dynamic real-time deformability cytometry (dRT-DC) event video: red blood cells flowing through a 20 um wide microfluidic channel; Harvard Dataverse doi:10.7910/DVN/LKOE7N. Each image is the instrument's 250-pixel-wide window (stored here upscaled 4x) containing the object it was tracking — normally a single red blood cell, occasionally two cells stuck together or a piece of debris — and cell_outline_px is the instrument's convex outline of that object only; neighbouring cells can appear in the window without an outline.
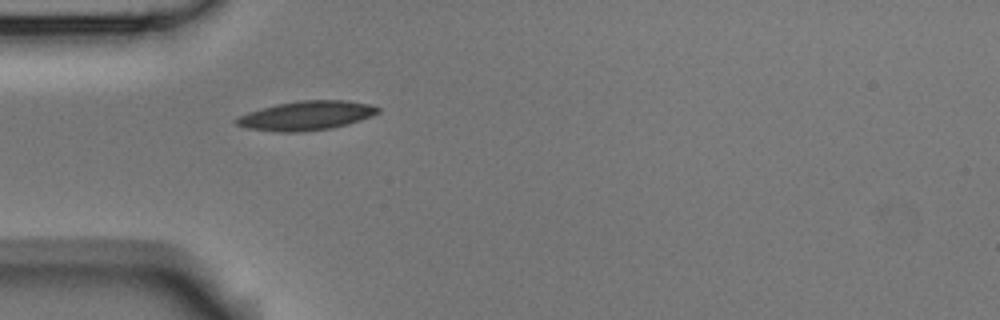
{"species": "Egyptian fruit bat (a non-hibernating species)", "species_latin": "Rousettus aegyptiacus", "temperature_condition": "room temperature", "stored_images_in_passage": 1, "camera_frame_rate_fps": 3000, "um_per_image_px": 0.085, "animal": {"sex": "male"}, "frame": {"image": 1, "passage_image": 1, "time_ms": 0.0, "image_size_px": [1000, 320], "cell_outline_px": [[380, 112], [372, 116], [348, 124], [332, 128], [300, 132], [276, 132], [248, 128], [236, 124], [232, 120], [248, 112], [260, 108], [276, 104], [300, 100], [348, 100], [368, 104], [380, 108]], "centroid_in_image_um": [26.03, 9.82], "position_along_channel_um": 59.0, "area_um2": 24.16}}